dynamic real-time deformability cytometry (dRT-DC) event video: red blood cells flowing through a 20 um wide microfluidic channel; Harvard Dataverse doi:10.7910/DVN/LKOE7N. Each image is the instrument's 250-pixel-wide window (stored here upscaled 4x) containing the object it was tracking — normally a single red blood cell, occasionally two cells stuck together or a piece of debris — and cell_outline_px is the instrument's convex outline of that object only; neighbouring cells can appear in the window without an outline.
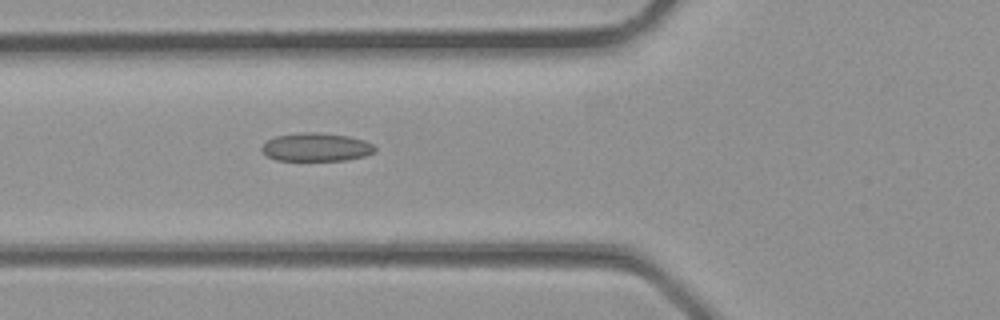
{"species": "common noctule bat (a hibernating species)", "species_latin": "Nyctalus noctula", "temperature_condition": "room temperature", "stored_images_in_passage": 30, "camera_frame_rate_fps": 3000, "um_per_image_px": 0.085, "animal": {"sex": "male", "body_mass_g": 23.1, "forearm_length_mm": 52.7}, "frame": {"image": 1, "passage_image": 9, "time_ms": 2.667, "image_size_px": [1000, 320], "cell_outline_px": [[376, 152], [364, 156], [344, 160], [276, 160], [268, 156], [260, 148], [268, 140], [276, 136], [300, 132], [320, 132], [348, 136], [364, 140], [372, 144], [376, 148]], "centroid_in_image_um": [26.9, 12.5], "position_along_channel_um": 98.9, "area_um2": 18.61}}
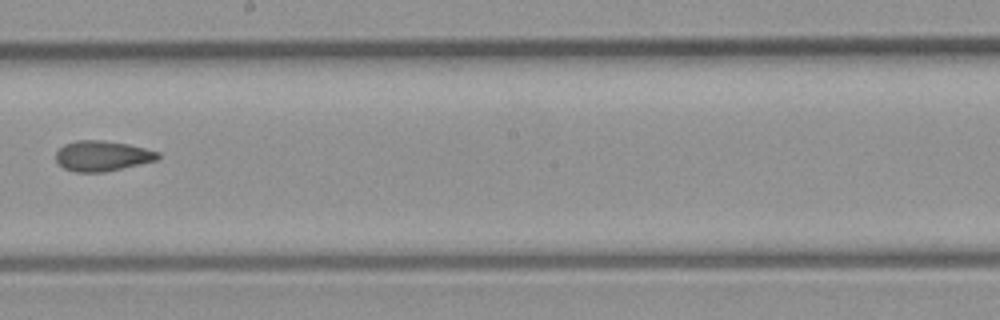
{"frame": {"image": 2, "passage_image": 16, "time_ms": 5.0, "image_size_px": [1000, 320], "cell_outline_px": [[160, 156], [156, 160], [104, 172], [76, 172], [64, 168], [56, 160], [56, 152], [64, 144], [76, 140], [104, 140], [128, 144], [160, 152]], "centroid_in_image_um": [8.68, 13.24], "position_along_channel_um": 239.5, "area_um2": 17.92}}
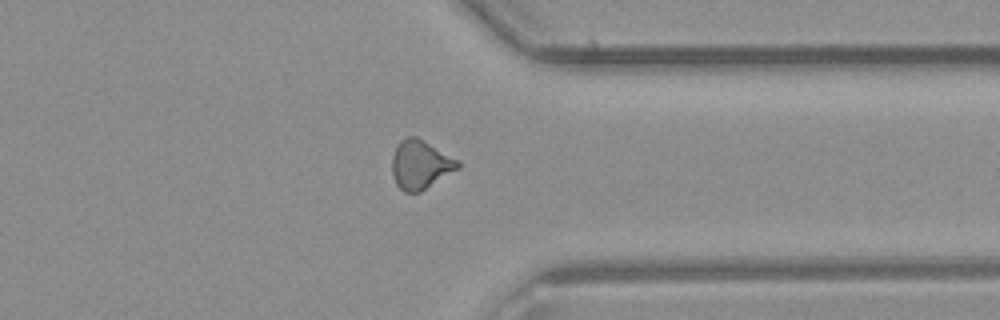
{"frame": {"image": 3, "passage_image": 23, "time_ms": 7.333, "image_size_px": [1000, 320], "cell_outline_px": [[460, 168], [420, 192], [404, 192], [396, 184], [392, 176], [392, 156], [400, 140], [408, 136], [416, 136], [456, 160], [460, 164]], "centroid_in_image_um": [35.69, 14.01], "position_along_channel_um": 375.7, "area_um2": 18.44}}